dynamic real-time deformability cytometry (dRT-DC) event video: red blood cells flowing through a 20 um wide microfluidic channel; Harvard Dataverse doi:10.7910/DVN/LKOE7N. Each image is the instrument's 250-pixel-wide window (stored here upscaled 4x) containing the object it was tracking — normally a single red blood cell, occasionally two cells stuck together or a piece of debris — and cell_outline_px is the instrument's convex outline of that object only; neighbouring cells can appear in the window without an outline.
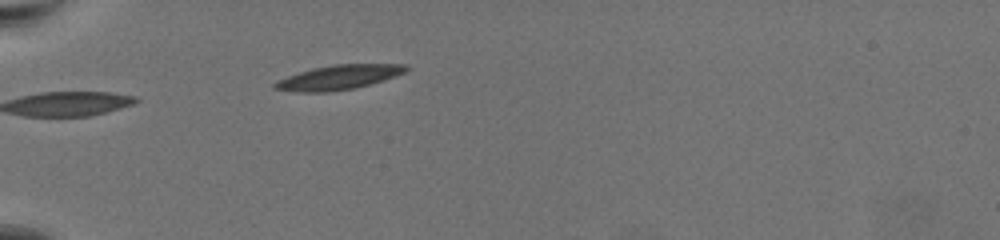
{"species": "common noctule bat (a hibernating species)", "species_latin": "Nyctalus noctula", "temperature_condition": "warm", "stored_images_in_passage": 3, "camera_frame_rate_fps": 3000, "um_per_image_px": 0.085, "animal": {"sex": "female", "body_mass_g": 19.5, "forearm_length_mm": 54.1}, "frame": {"image": 1, "passage_image": 1, "time_ms": 0.0, "image_size_px": [1000, 240], "cell_outline_px": [[408, 68], [404, 72], [396, 76], [384, 80], [352, 88], [328, 92], [300, 92], [272, 88], [272, 84], [288, 76], [312, 68], [332, 64], [408, 64]], "centroid_in_image_um": [28.79, 6.56], "position_along_channel_um": 56.2, "area_um2": 18.5}}